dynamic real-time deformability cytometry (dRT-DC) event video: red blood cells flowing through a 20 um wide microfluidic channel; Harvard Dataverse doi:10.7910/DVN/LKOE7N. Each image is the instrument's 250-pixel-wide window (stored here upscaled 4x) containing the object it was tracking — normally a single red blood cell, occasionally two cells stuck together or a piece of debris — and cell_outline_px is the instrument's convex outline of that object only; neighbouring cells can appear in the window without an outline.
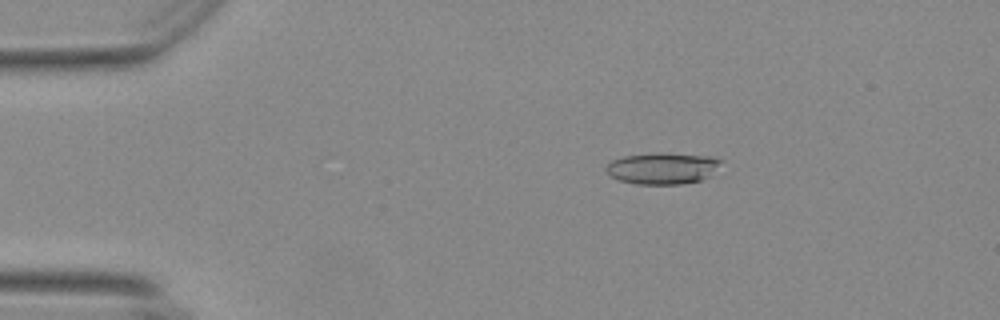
{"species": "Egyptian fruit bat (a non-hibernating species)", "species_latin": "Rousettus aegyptiacus", "temperature_condition": "warm", "stored_images_in_passage": 55, "camera_frame_rate_fps": 3000, "um_per_image_px": 0.085, "animal": {"sex": "female"}, "frame": {"image": 1, "passage_image": 9, "time_ms": 2.667, "image_size_px": [1000, 320], "cell_outline_px": [[720, 160], [708, 176], [700, 180], [680, 184], [636, 184], [620, 180], [612, 176], [604, 168], [612, 160], [624, 156], [712, 156]], "centroid_in_image_um": [56.23, 14.37], "position_along_channel_um": 28.8, "area_um2": 19.42}}
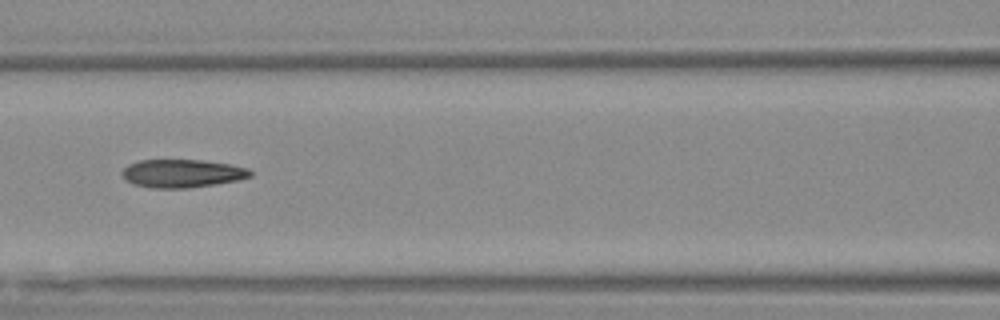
{"frame": {"image": 2, "passage_image": 24, "time_ms": 7.667, "image_size_px": [1000, 320], "cell_outline_px": [[252, 176], [240, 180], [188, 188], [152, 188], [132, 184], [124, 180], [120, 172], [128, 164], [136, 160], [200, 160], [228, 164], [248, 168], [252, 172]], "centroid_in_image_um": [15.43, 14.74], "position_along_channel_um": 151.2, "area_um2": 21.21}}
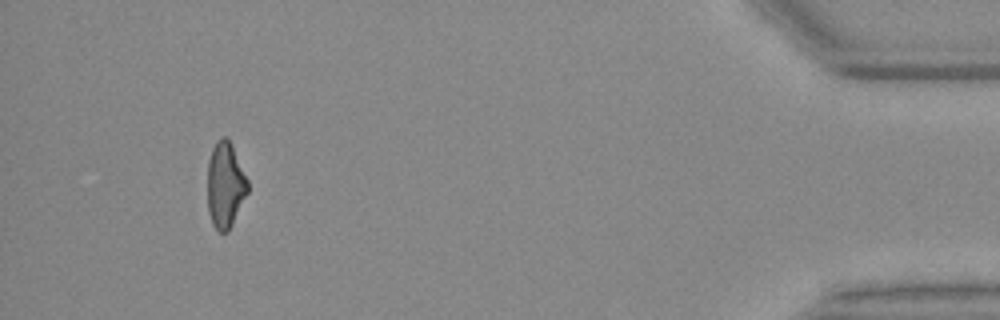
{"frame": {"image": 3, "passage_image": 51, "time_ms": 16.667, "image_size_px": [1000, 320], "cell_outline_px": [[248, 192], [228, 232], [220, 232], [212, 224], [208, 212], [208, 160], [212, 148], [216, 140], [220, 136], [224, 136], [232, 144], [248, 180]], "centroid_in_image_um": [19.14, 15.7], "position_along_channel_um": 416.1, "area_um2": 20.17}, "authors_computed_cell_mechanics": {"area_um2": 21.0392, "velocity_mm_per_s": 3.6972, "shape_relaxation_time_tau1_ms": null, "shape_relaxation_time_tau2_ms": 2.9829, "deformation_change_tau1": null, "deformation_change_tau2": 0.1238}}